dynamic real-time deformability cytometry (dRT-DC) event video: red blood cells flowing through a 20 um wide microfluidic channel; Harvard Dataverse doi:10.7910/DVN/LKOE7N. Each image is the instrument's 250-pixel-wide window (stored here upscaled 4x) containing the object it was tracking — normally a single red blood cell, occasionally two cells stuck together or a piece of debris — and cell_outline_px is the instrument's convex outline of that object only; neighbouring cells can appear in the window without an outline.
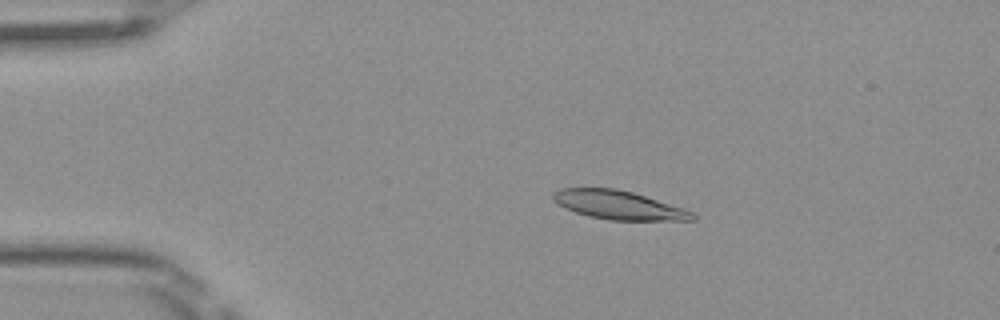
{"species": "Egyptian fruit bat (a non-hibernating species)", "species_latin": "Rousettus aegyptiacus", "temperature_condition": "room temperature", "stored_images_in_passage": 50, "camera_frame_rate_fps": 3000, "um_per_image_px": 0.085, "frame": {"image": 1, "passage_image": 10, "time_ms": 3.0, "image_size_px": [1000, 320], "cell_outline_px": [[696, 220], [608, 220], [588, 216], [564, 208], [552, 200], [552, 192], [560, 188], [616, 188], [632, 192], [684, 208], [692, 212], [696, 216]], "centroid_in_image_um": [52.54, 17.43], "position_along_channel_um": 32.5, "area_um2": 23.35}}
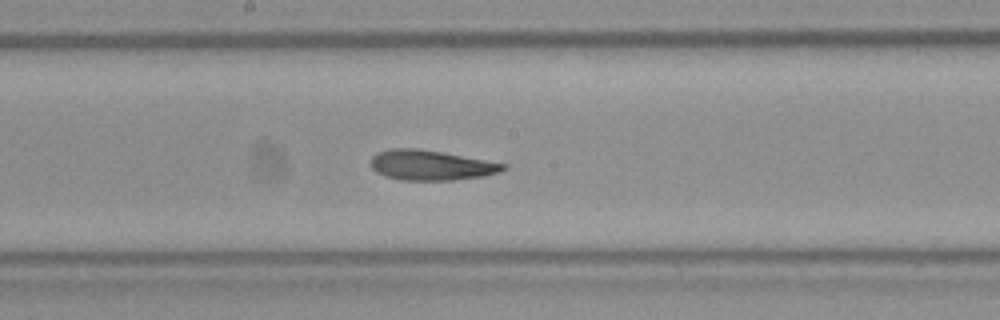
{"frame": {"image": 2, "passage_image": 27, "time_ms": 8.667, "image_size_px": [1000, 320], "cell_outline_px": [[508, 168], [500, 172], [484, 176], [452, 180], [400, 180], [384, 176], [376, 172], [368, 164], [372, 156], [388, 148], [416, 148], [440, 152], [508, 164]], "centroid_in_image_um": [36.6, 14.05], "position_along_channel_um": 211.6, "area_um2": 23.29}}
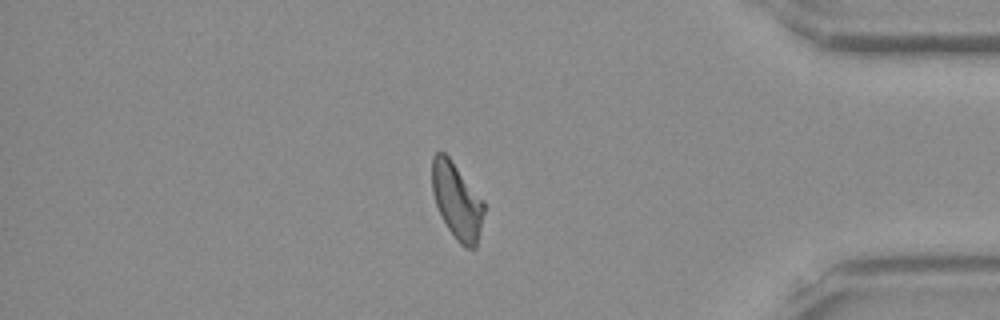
{"frame": {"image": 3, "passage_image": 43, "time_ms": 14.0, "image_size_px": [1000, 320], "cell_outline_px": [[484, 212], [476, 248], [464, 248], [456, 240], [448, 228], [436, 204], [432, 192], [432, 156], [436, 152], [444, 152], [448, 156], [484, 200]], "centroid_in_image_um": [38.84, 17.08], "position_along_channel_um": 396.4, "area_um2": 22.89}, "authors_computed_cell_mechanics": {"area_um2": 23.5535, "velocity_mm_per_s": 4.0399, "shape_relaxation_time_tau1_ms": 6.8909, "shape_relaxation_time_tau2_ms": 3.002, "deformation_change_tau1": 0.1796, "deformation_change_tau2": 0.1163}}